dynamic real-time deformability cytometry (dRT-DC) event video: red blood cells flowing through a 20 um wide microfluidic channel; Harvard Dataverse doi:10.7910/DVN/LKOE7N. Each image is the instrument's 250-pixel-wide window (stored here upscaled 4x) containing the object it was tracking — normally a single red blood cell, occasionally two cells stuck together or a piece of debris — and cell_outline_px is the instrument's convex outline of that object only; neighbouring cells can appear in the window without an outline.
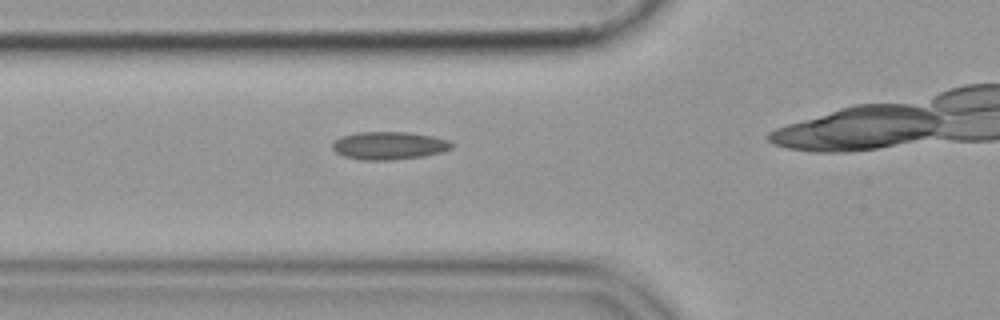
{"species": "common noctule bat (a hibernating species)", "species_latin": "Nyctalus noctula", "temperature_condition": "cold", "stored_images_in_passage": 29, "camera_frame_rate_fps": 3000, "um_per_image_px": 0.085, "animal": {"sex": "female", "body_mass_g": 19.9}, "frame": {"image": 1, "passage_image": 5, "time_ms": 1.333, "image_size_px": [1000, 320], "cell_outline_px": [[452, 148], [440, 152], [424, 156], [392, 160], [360, 160], [344, 156], [336, 152], [332, 148], [332, 144], [340, 136], [356, 132], [408, 132], [432, 136], [448, 140], [452, 144]], "centroid_in_image_um": [33.03, 12.37], "position_along_channel_um": 92.8, "area_um2": 19.36}}
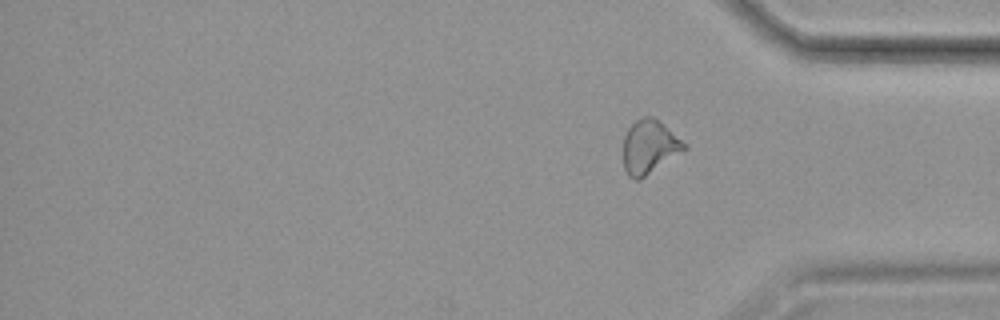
{"frame": {"image": 2, "passage_image": 29, "time_ms": 9.333, "image_size_px": [1000, 320], "cell_outline_px": [[688, 148], [640, 180], [636, 180], [628, 176], [624, 168], [624, 136], [628, 128], [636, 120], [644, 116], [652, 116], [688, 144]], "centroid_in_image_um": [55.2, 12.5], "position_along_channel_um": 380.0, "area_um2": 19.02}}